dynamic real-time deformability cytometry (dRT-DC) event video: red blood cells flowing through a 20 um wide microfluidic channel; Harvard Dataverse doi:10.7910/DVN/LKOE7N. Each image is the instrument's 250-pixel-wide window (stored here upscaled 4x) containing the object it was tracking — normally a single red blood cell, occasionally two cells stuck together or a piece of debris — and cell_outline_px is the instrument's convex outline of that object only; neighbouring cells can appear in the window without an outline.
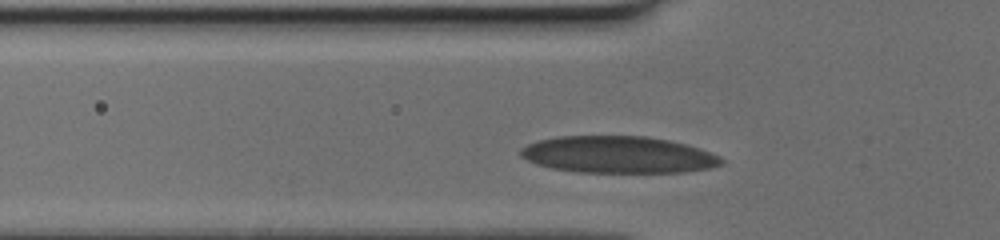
{"species": "human", "species_latin": "Homo sapiens", "temperature_condition": "cold", "stored_images_in_passage": 25, "camera_frame_rate_fps": 3000, "um_per_image_px": 0.085, "donor": {"sex": "female"}, "frame": {"image": 1, "passage_image": 2, "time_ms": 0.333, "image_size_px": [1000, 240], "cell_outline_px": [[724, 164], [712, 168], [684, 172], [576, 172], [552, 168], [536, 164], [520, 156], [520, 148], [528, 144], [540, 140], [556, 136], [644, 136], [668, 140], [684, 144], [720, 156], [724, 160]], "centroid_in_image_um": [52.53, 13.15], "position_along_channel_um": 73.3, "area_um2": 43.06}}
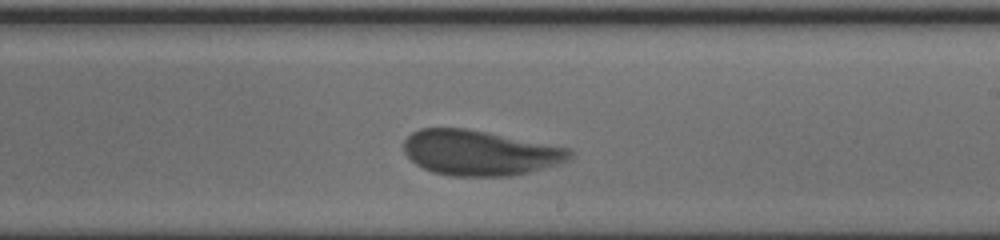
{"frame": {"image": 2, "passage_image": 15, "time_ms": 4.667, "image_size_px": [1000, 240], "cell_outline_px": [[572, 156], [556, 164], [528, 172], [512, 176], [452, 176], [432, 172], [416, 164], [404, 152], [404, 140], [412, 132], [420, 128], [464, 128], [568, 148], [572, 152]], "centroid_in_image_um": [40.71, 12.99], "position_along_channel_um": 248.3, "area_um2": 43.06}}
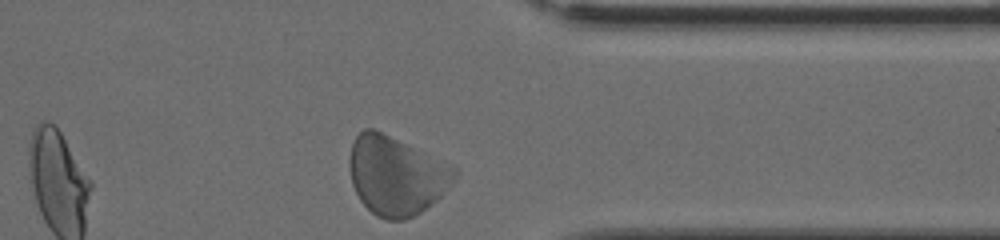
{"frame": {"image": 3, "passage_image": 25, "time_ms": 8.0, "image_size_px": [1000, 240], "cell_outline_px": [[440, 196], [436, 200], [416, 216], [404, 220], [384, 220], [376, 216], [360, 200], [352, 184], [352, 140], [364, 128], [372, 128], [404, 144], [432, 172], [440, 192]], "centroid_in_image_um": [33.2, 15.05], "position_along_channel_um": 378.2, "area_um2": 41.27}}